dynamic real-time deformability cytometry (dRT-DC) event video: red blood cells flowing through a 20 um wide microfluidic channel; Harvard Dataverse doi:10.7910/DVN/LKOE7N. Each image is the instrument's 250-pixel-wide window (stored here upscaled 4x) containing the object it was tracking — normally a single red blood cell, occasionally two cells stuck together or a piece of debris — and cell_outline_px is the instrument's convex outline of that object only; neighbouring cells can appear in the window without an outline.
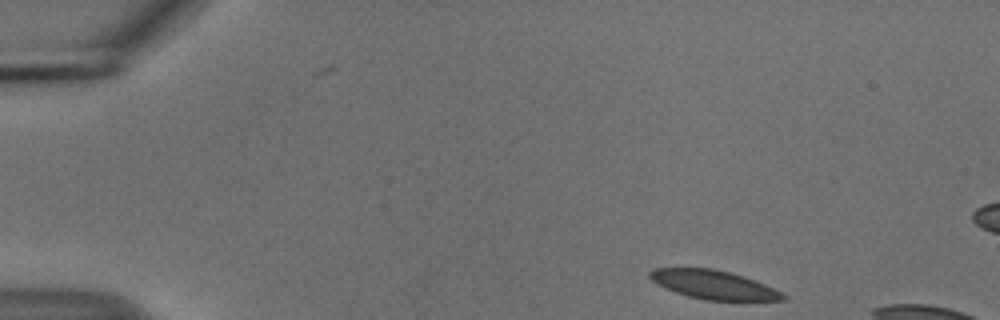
{"species": "common noctule bat (a hibernating species)", "species_latin": "Nyctalus noctula", "temperature_condition": "cold", "stored_images_in_passage": 10, "camera_frame_rate_fps": 3000, "um_per_image_px": 0.085, "animal": {"sex": "male", "body_mass_g": 18.8}, "frame": {"image": 1, "passage_image": 1, "time_ms": 0.0, "image_size_px": [1000, 320], "cell_outline_px": [[788, 300], [704, 300], [688, 296], [676, 292], [652, 280], [648, 276], [648, 272], [652, 268], [712, 268], [744, 276], [764, 284], [788, 296]], "centroid_in_image_um": [60.66, 24.19], "position_along_channel_um": 24.3, "area_um2": 22.02}}